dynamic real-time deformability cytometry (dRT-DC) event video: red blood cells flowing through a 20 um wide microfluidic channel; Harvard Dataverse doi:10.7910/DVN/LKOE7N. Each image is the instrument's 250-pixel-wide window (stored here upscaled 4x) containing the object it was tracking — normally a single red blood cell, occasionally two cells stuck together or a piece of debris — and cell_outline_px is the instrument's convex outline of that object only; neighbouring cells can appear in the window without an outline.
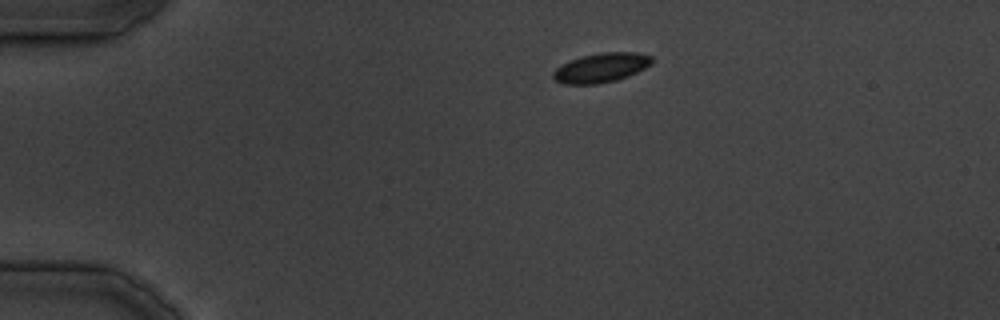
{"species": "common noctule bat (a hibernating species)", "species_latin": "Nyctalus noctula", "temperature_condition": "cold", "stored_images_in_passage": 21, "camera_frame_rate_fps": 3000, "um_per_image_px": 0.085, "animal": {"sex": "male", "body_mass_g": 19.5, "forearm_length_mm": 54.6}, "frame": {"image": 1, "passage_image": 1, "time_ms": 0.0, "image_size_px": [1000, 320], "cell_outline_px": [[652, 64], [628, 76], [616, 80], [596, 84], [564, 84], [556, 80], [552, 76], [552, 72], [556, 68], [580, 56], [604, 52], [636, 52], [652, 56]], "centroid_in_image_um": [51.1, 5.75], "position_along_channel_um": 33.9, "area_um2": 16.76}}
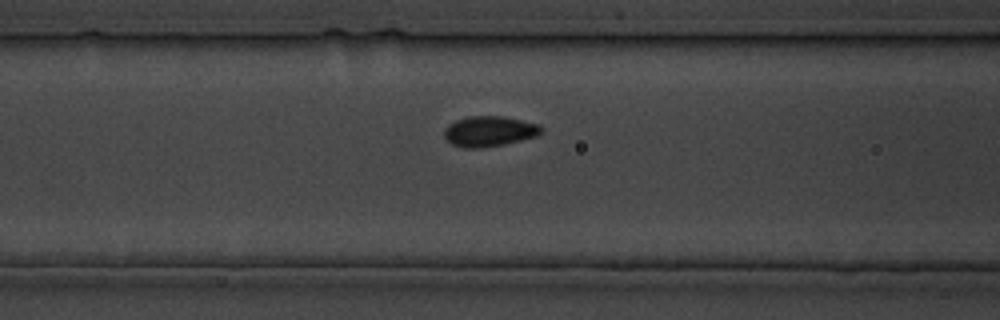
{"frame": {"image": 2, "passage_image": 9, "time_ms": 10.0, "image_size_px": [1000, 320], "cell_outline_px": [[544, 132], [536, 136], [504, 144], [480, 148], [464, 148], [452, 144], [444, 136], [444, 128], [448, 124], [456, 120], [468, 116], [504, 116], [540, 124], [544, 128]], "centroid_in_image_um": [41.61, 11.15], "position_along_channel_um": 125.0, "area_um2": 17.34}}
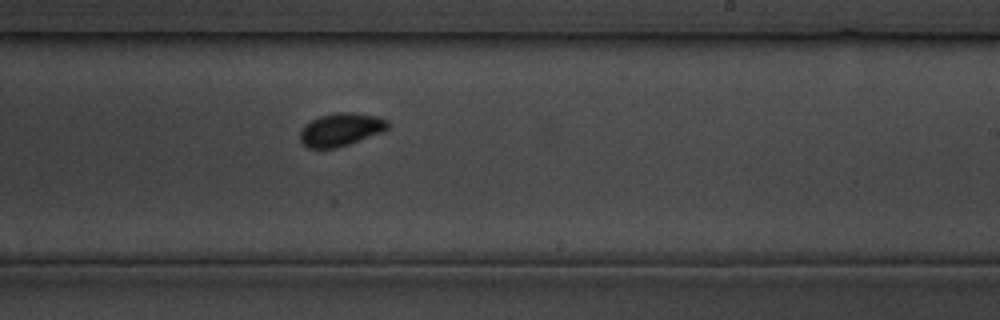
{"frame": {"image": 3, "passage_image": 16, "time_ms": 19.333, "image_size_px": [1000, 320], "cell_outline_px": [[392, 124], [388, 128], [380, 132], [348, 144], [336, 148], [308, 148], [300, 140], [300, 132], [312, 120], [320, 116], [340, 112], [348, 112], [376, 116], [388, 120]], "centroid_in_image_um": [28.99, 11.01], "position_along_channel_um": 260.0, "area_um2": 16.47}}